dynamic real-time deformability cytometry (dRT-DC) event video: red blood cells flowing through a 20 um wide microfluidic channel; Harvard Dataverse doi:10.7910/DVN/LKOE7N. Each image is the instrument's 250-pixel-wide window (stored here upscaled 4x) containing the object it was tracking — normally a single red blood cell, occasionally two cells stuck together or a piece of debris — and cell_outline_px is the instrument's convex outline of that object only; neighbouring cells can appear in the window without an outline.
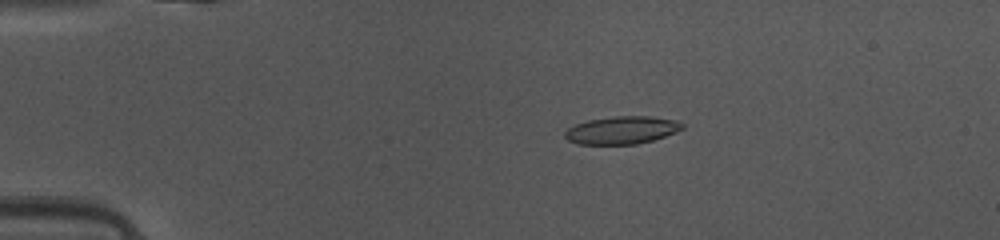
{"species": "common noctule bat (a hibernating species)", "species_latin": "Nyctalus noctula", "temperature_condition": "warm", "stored_images_in_passage": 47, "camera_frame_rate_fps": 3000, "um_per_image_px": 0.085, "animal": {"sex": "female", "body_mass_g": 10.0, "forearm_length_mm": 53.1}, "frame": {"image": 1, "passage_image": 9, "time_ms": 2.667, "image_size_px": [1000, 240], "cell_outline_px": [[684, 128], [676, 132], [652, 140], [636, 144], [576, 144], [568, 140], [564, 136], [564, 132], [568, 128], [576, 124], [588, 120], [616, 116], [648, 116], [676, 120], [684, 124]], "centroid_in_image_um": [52.85, 11.06], "position_along_channel_um": 32.2, "area_um2": 18.9}}
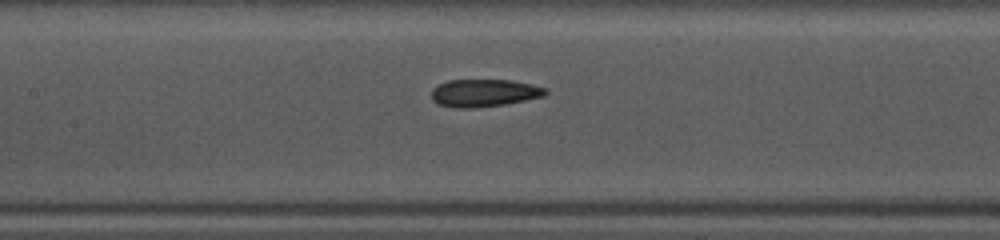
{"frame": {"image": 2, "passage_image": 22, "time_ms": 7.0, "image_size_px": [1000, 240], "cell_outline_px": [[548, 92], [544, 96], [504, 104], [472, 108], [452, 108], [436, 104], [432, 100], [432, 88], [436, 84], [448, 80], [512, 80], [532, 84], [544, 88]], "centroid_in_image_um": [41.08, 7.9], "position_along_channel_um": 166.3, "area_um2": 18.44}}
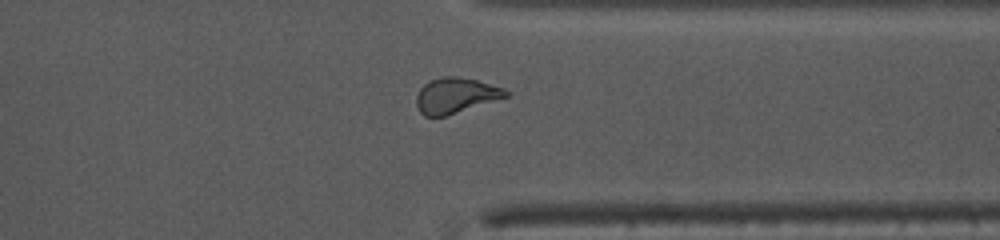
{"frame": {"image": 3, "passage_image": 37, "time_ms": 12.0, "image_size_px": [1000, 240], "cell_outline_px": [[512, 92], [508, 96], [444, 116], [424, 116], [420, 112], [416, 104], [416, 96], [420, 88], [428, 80], [440, 76], [456, 76], [476, 80], [504, 88]], "centroid_in_image_um": [38.71, 8.09], "position_along_channel_um": 372.7, "area_um2": 18.38}, "authors_computed_cell_mechanics": {"area_um2": 18.3804, "velocity_mm_per_s": 4.1437, "shape_relaxation_time_tau1_ms": 7.5778, "shape_relaxation_time_tau2_ms": 4.415, "deformation_change_tau1": 0.2078, "deformation_change_tau2": 0.1083}}